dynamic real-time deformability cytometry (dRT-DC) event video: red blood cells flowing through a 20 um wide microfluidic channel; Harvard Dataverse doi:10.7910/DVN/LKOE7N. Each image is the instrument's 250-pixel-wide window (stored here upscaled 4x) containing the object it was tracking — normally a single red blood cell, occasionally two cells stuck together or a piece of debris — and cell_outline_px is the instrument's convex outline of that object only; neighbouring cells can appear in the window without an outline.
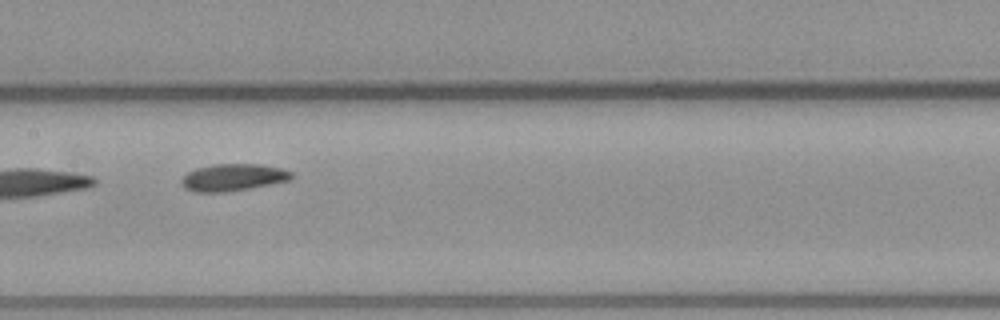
{"species": "common noctule bat (a hibernating species)", "species_latin": "Nyctalus noctula", "temperature_condition": "warm", "stored_images_in_passage": 8, "camera_frame_rate_fps": 3000, "um_per_image_px": 0.085, "animal": {"sex": "male", "body_mass_g": 23.1, "forearm_length_mm": 52.7}, "frame": {"image": 1, "passage_image": 7, "time_ms": 7.333, "image_size_px": [1000, 320], "cell_outline_px": [[292, 180], [248, 188], [224, 192], [192, 192], [184, 188], [180, 184], [180, 180], [188, 172], [196, 168], [216, 164], [260, 164], [280, 168], [292, 172]], "centroid_in_image_um": [19.78, 15.08], "position_along_channel_um": 187.6, "area_um2": 17.34}}
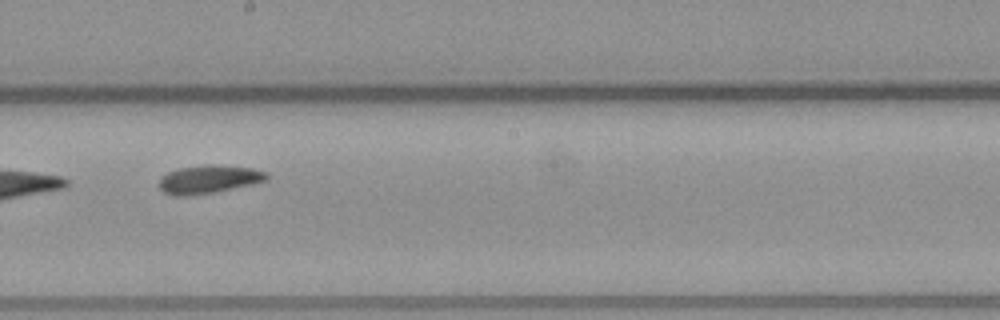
{"frame": {"image": 2, "passage_image": 8, "time_ms": 8.333, "image_size_px": [1000, 320], "cell_outline_px": [[268, 180], [252, 184], [212, 192], [184, 196], [176, 196], [164, 192], [160, 188], [160, 176], [168, 172], [180, 168], [204, 164], [212, 164], [252, 168], [268, 172]], "centroid_in_image_um": [17.75, 15.22], "position_along_channel_um": 230.4, "area_um2": 17.57}}